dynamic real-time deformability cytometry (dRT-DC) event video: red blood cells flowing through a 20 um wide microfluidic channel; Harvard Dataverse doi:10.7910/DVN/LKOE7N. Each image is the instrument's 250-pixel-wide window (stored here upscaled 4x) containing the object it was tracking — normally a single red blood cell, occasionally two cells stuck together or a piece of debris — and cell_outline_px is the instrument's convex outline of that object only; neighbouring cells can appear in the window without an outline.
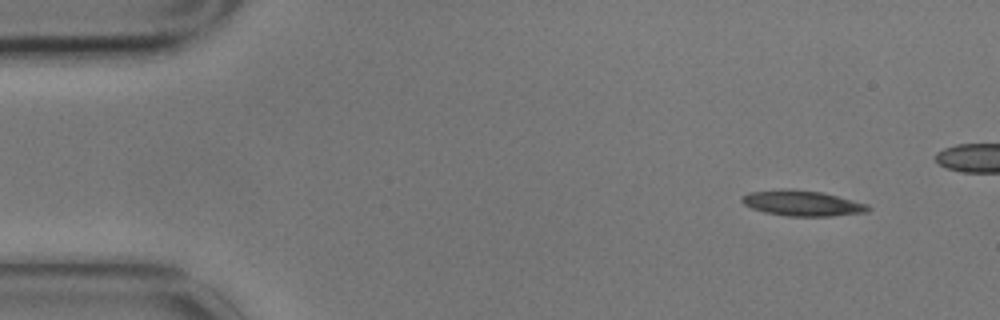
{"species": "common noctule bat (a hibernating species)", "species_latin": "Nyctalus noctula", "temperature_condition": "cold", "stored_images_in_passage": 12, "camera_frame_rate_fps": 3000, "um_per_image_px": 0.085, "animal": {"sex": "male", "body_mass_g": 17.9}, "frame": {"image": 1, "passage_image": 1, "time_ms": 0.0, "image_size_px": [1000, 320], "cell_outline_px": [[872, 208], [868, 212], [832, 216], [788, 216], [764, 212], [752, 208], [744, 204], [740, 200], [740, 196], [748, 192], [784, 188], [792, 188], [824, 192], [868, 204]], "centroid_in_image_um": [68.19, 17.25], "position_along_channel_um": 16.8, "area_um2": 19.13}}